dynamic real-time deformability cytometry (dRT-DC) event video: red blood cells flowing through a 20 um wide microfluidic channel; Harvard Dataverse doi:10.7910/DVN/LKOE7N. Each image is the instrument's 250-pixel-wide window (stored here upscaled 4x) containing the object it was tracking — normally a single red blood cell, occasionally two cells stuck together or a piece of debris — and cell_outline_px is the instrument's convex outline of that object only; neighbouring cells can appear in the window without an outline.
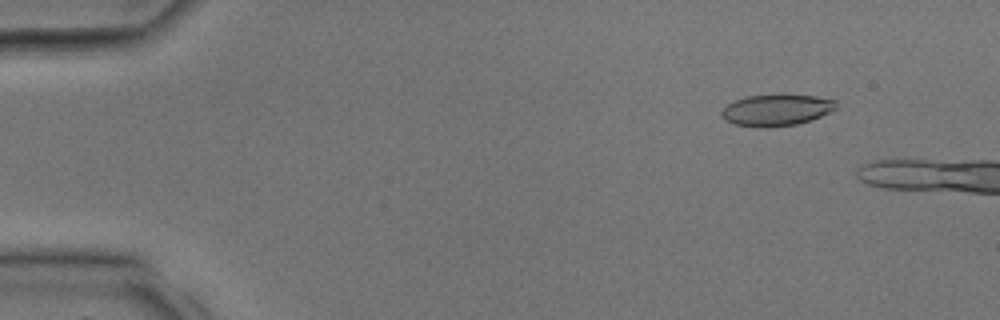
{"species": "common noctule bat (a hibernating species)", "species_latin": "Nyctalus noctula", "temperature_condition": "room temperature", "stored_images_in_passage": 7, "camera_frame_rate_fps": 3000, "um_per_image_px": 0.085, "animal": {"sex": "male", "body_mass_g": 17.9, "forearm_length_mm": 54.2}, "frame": {"image": 1, "passage_image": 4, "time_ms": 1.0, "image_size_px": [1000, 320], "cell_outline_px": [[836, 108], [820, 116], [796, 124], [764, 128], [756, 128], [736, 124], [724, 120], [720, 116], [720, 112], [728, 104], [736, 100], [748, 96], [816, 96], [836, 100]], "centroid_in_image_um": [65.95, 9.38], "position_along_channel_um": 19.1, "area_um2": 20.52}}